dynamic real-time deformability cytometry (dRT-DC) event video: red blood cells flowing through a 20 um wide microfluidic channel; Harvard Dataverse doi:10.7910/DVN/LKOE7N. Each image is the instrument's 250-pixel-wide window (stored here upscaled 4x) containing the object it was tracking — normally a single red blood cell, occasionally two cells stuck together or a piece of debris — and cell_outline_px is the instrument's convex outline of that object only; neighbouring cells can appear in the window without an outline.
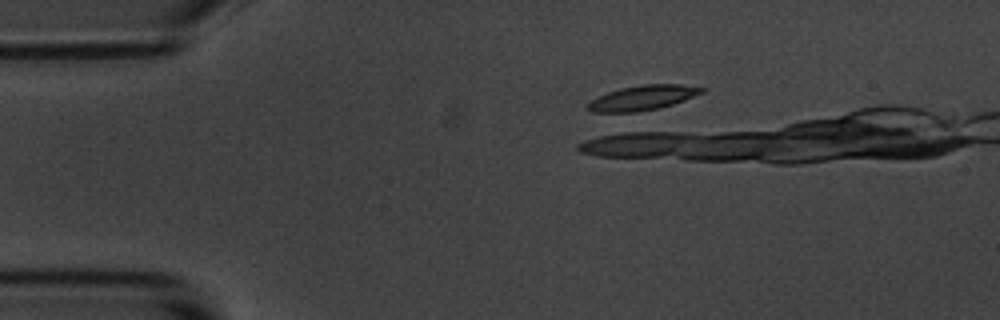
{"species": "common noctule bat (a hibernating species)", "species_latin": "Nyctalus noctula", "temperature_condition": "room temperature", "stored_images_in_passage": 6, "camera_frame_rate_fps": 3000, "um_per_image_px": 0.085, "animal": {"sex": "male", "body_mass_g": 20.1, "forearm_length_mm": 53.5}, "frame": {"image": 1, "passage_image": 4, "time_ms": 3.333, "image_size_px": [1000, 320], "cell_outline_px": [[704, 92], [684, 100], [660, 108], [628, 116], [624, 116], [592, 112], [588, 108], [588, 104], [592, 100], [608, 92], [620, 88], [640, 84], [680, 84], [704, 88]], "centroid_in_image_um": [54.56, 8.37], "position_along_channel_um": 30.4, "area_um2": 17.22}}